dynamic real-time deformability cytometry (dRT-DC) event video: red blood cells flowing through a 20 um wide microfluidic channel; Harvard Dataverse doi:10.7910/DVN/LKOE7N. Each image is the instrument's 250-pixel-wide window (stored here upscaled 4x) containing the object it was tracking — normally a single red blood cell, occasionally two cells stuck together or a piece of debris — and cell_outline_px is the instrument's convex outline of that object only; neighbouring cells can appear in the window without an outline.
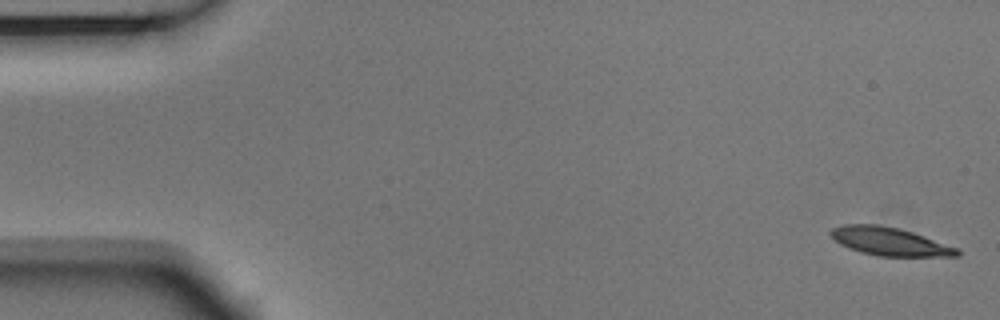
{"species": "Egyptian fruit bat (a non-hibernating species)", "species_latin": "Rousettus aegyptiacus", "temperature_condition": "room temperature", "stored_images_in_passage": 9, "camera_frame_rate_fps": 3000, "um_per_image_px": 0.085, "animal": {"sex": "male"}, "frame": {"image": 1, "passage_image": 1, "time_ms": 0.0, "image_size_px": [1000, 320], "cell_outline_px": [[960, 256], [876, 256], [860, 252], [848, 248], [840, 244], [828, 232], [832, 228], [844, 224], [880, 224], [900, 228], [960, 248]], "centroid_in_image_um": [75.63, 20.52], "position_along_channel_um": 9.4, "area_um2": 20.92}}
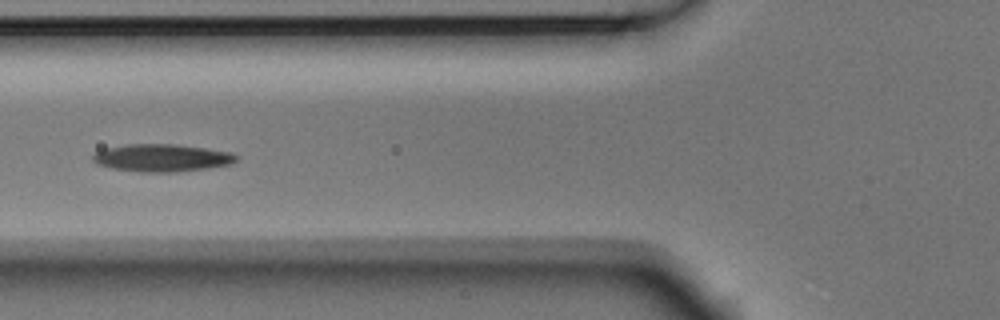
{"frame": {"image": 2, "passage_image": 6, "time_ms": 1.667, "image_size_px": [1000, 320], "cell_outline_px": [[240, 156], [236, 160], [228, 164], [208, 168], [176, 172], [140, 172], [112, 168], [96, 164], [92, 160], [92, 156], [96, 152], [104, 148], [128, 144], [172, 144], [204, 148], [232, 152]], "centroid_in_image_um": [13.74, 13.42], "position_along_channel_um": 112.1, "area_um2": 23.0}}
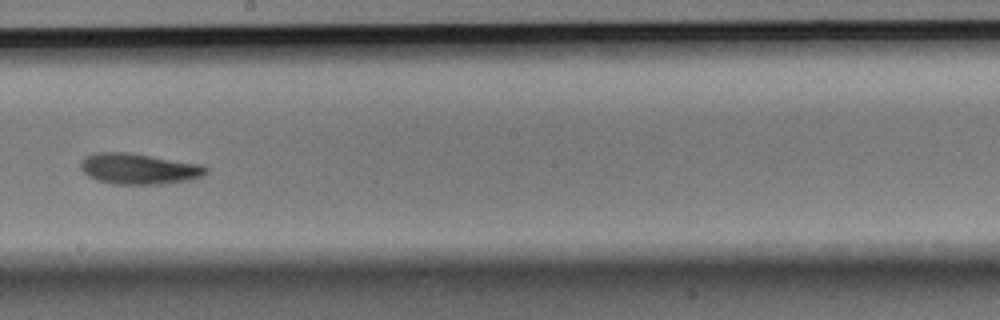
{"frame": {"image": 3, "passage_image": 9, "time_ms": 2.667, "image_size_px": [1000, 320], "cell_outline_px": [[208, 172], [204, 176], [188, 180], [160, 184], [112, 184], [96, 180], [88, 176], [80, 168], [80, 160], [84, 156], [96, 152], [128, 152], [200, 164], [208, 168]], "centroid_in_image_um": [11.76, 14.34], "position_along_channel_um": 236.4, "area_um2": 22.66}}